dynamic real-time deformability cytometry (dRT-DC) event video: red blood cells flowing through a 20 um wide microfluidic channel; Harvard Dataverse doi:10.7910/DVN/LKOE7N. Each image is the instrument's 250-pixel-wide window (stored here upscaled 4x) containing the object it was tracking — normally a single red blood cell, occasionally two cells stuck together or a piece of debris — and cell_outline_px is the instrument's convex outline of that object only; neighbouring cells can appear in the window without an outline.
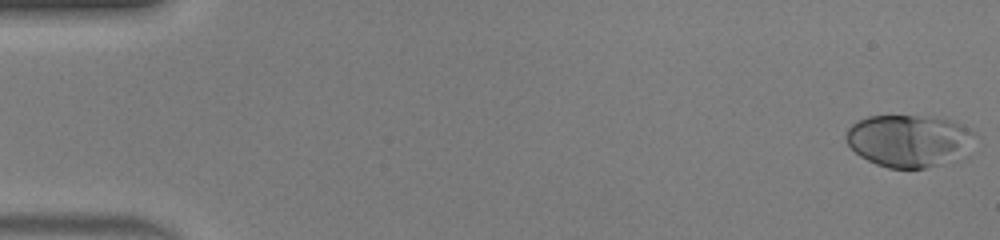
{"species": "human", "species_latin": "Homo sapiens", "temperature_condition": "warm", "stored_images_in_passage": 48, "camera_frame_rate_fps": 3000, "um_per_image_px": 0.085, "donor": {"sex": "male"}, "frame": {"image": 1, "passage_image": 1, "time_ms": 0.0, "image_size_px": [1000, 240], "cell_outline_px": [[964, 132], [956, 144], [936, 164], [924, 168], [888, 168], [876, 164], [860, 156], [848, 144], [844, 136], [848, 128], [852, 124], [868, 116], [916, 116], [956, 120], [964, 128]], "centroid_in_image_um": [76.81, 11.9], "position_along_channel_um": 8.2, "area_um2": 35.43}}
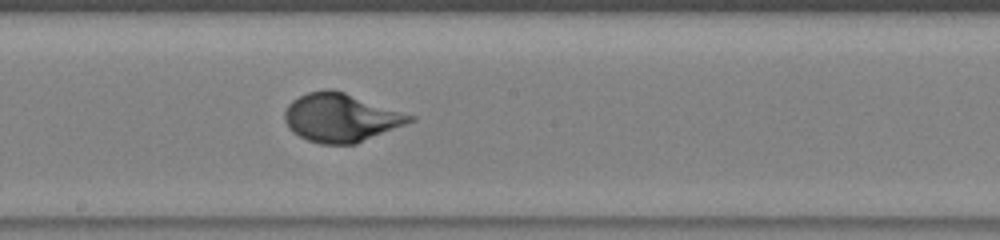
{"frame": {"image": 2, "passage_image": 27, "time_ms": 8.667, "image_size_px": [1000, 240], "cell_outline_px": [[416, 120], [356, 144], [320, 144], [308, 140], [292, 132], [288, 128], [284, 120], [284, 112], [288, 104], [292, 100], [308, 92], [324, 88], [332, 88], [416, 116]], "centroid_in_image_um": [28.96, 9.99], "position_along_channel_um": 219.2, "area_um2": 35.49}}
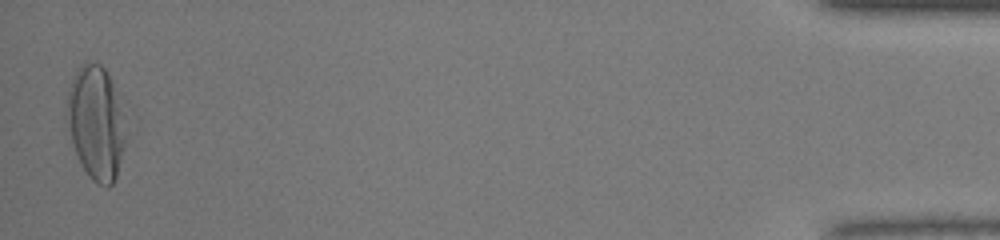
{"frame": {"image": 3, "passage_image": 48, "time_ms": 15.667, "image_size_px": [1000, 240], "cell_outline_px": [[128, 136], [116, 180], [108, 188], [96, 184], [92, 180], [80, 164], [64, 116], [68, 88], [80, 64], [100, 64], [104, 68], [120, 96]], "centroid_in_image_um": [8.19, 10.48], "position_along_channel_um": 427.0, "area_um2": 39.94}, "authors_computed_cell_mechanics": {"area_um2": 34.9112, "velocity_mm_per_s": 4.2644, "shape_relaxation_time_tau1_ms": 3.7805, "shape_relaxation_time_tau2_ms": null, "deformation_change_tau1": 0.2386, "deformation_change_tau2": null}}